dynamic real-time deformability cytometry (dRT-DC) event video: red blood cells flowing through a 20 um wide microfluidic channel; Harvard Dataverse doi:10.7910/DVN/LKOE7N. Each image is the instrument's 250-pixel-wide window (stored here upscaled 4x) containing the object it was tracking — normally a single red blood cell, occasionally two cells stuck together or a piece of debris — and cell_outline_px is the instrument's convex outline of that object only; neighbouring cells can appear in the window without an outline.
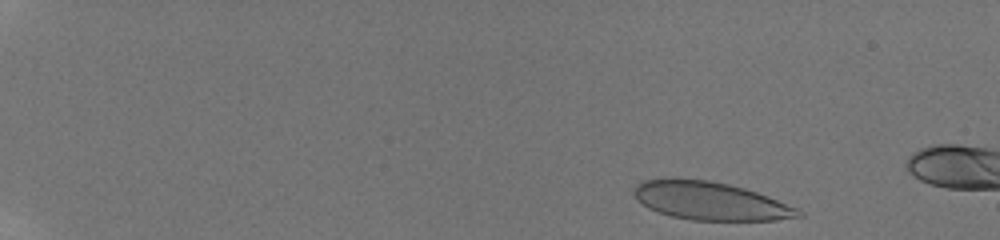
{"species": "human", "species_latin": "Homo sapiens", "temperature_condition": "room temperature", "stored_images_in_passage": 6, "camera_frame_rate_fps": 3000, "um_per_image_px": 0.085, "donor": {"sex": "male"}, "frame": {"image": 1, "passage_image": 1, "time_ms": 0.0, "image_size_px": [1000, 240], "cell_outline_px": [[804, 216], [776, 220], [692, 220], [672, 216], [656, 212], [648, 208], [636, 200], [632, 192], [632, 188], [636, 184], [644, 180], [668, 176], [708, 180], [728, 184], [744, 188], [768, 196], [796, 208], [804, 212]], "centroid_in_image_um": [60.28, 17.05], "position_along_channel_um": 24.7, "area_um2": 37.05}}